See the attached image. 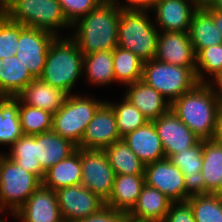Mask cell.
Wrapping results in <instances>:
<instances>
[{"label":"cell","mask_w":222,"mask_h":222,"mask_svg":"<svg viewBox=\"0 0 222 222\" xmlns=\"http://www.w3.org/2000/svg\"><path fill=\"white\" fill-rule=\"evenodd\" d=\"M170 109L201 140L221 136L218 95L207 82H198L173 101Z\"/></svg>","instance_id":"1"},{"label":"cell","mask_w":222,"mask_h":222,"mask_svg":"<svg viewBox=\"0 0 222 222\" xmlns=\"http://www.w3.org/2000/svg\"><path fill=\"white\" fill-rule=\"evenodd\" d=\"M121 8L116 3L101 2L73 25L70 36L85 54L113 50L118 46V25Z\"/></svg>","instance_id":"2"},{"label":"cell","mask_w":222,"mask_h":222,"mask_svg":"<svg viewBox=\"0 0 222 222\" xmlns=\"http://www.w3.org/2000/svg\"><path fill=\"white\" fill-rule=\"evenodd\" d=\"M83 59V53L70 34L64 37L60 34L48 48L40 79L68 95L73 94V87L83 77Z\"/></svg>","instance_id":"3"},{"label":"cell","mask_w":222,"mask_h":222,"mask_svg":"<svg viewBox=\"0 0 222 222\" xmlns=\"http://www.w3.org/2000/svg\"><path fill=\"white\" fill-rule=\"evenodd\" d=\"M148 13L121 9L118 25V46L132 51L144 62L155 58L159 36V29Z\"/></svg>","instance_id":"4"},{"label":"cell","mask_w":222,"mask_h":222,"mask_svg":"<svg viewBox=\"0 0 222 222\" xmlns=\"http://www.w3.org/2000/svg\"><path fill=\"white\" fill-rule=\"evenodd\" d=\"M4 13L25 27L44 29L56 36L61 29L72 28L58 0H6Z\"/></svg>","instance_id":"5"},{"label":"cell","mask_w":222,"mask_h":222,"mask_svg":"<svg viewBox=\"0 0 222 222\" xmlns=\"http://www.w3.org/2000/svg\"><path fill=\"white\" fill-rule=\"evenodd\" d=\"M104 101L78 92L68 95L62 107L53 114L52 130L79 146L87 125Z\"/></svg>","instance_id":"6"},{"label":"cell","mask_w":222,"mask_h":222,"mask_svg":"<svg viewBox=\"0 0 222 222\" xmlns=\"http://www.w3.org/2000/svg\"><path fill=\"white\" fill-rule=\"evenodd\" d=\"M142 81L162 94L170 104L198 83L196 68L164 63L156 58L144 62Z\"/></svg>","instance_id":"7"},{"label":"cell","mask_w":222,"mask_h":222,"mask_svg":"<svg viewBox=\"0 0 222 222\" xmlns=\"http://www.w3.org/2000/svg\"><path fill=\"white\" fill-rule=\"evenodd\" d=\"M42 181L0 152V214L14 215Z\"/></svg>","instance_id":"8"},{"label":"cell","mask_w":222,"mask_h":222,"mask_svg":"<svg viewBox=\"0 0 222 222\" xmlns=\"http://www.w3.org/2000/svg\"><path fill=\"white\" fill-rule=\"evenodd\" d=\"M80 150L82 164L81 184L105 203L112 192L115 173L104 150Z\"/></svg>","instance_id":"9"},{"label":"cell","mask_w":222,"mask_h":222,"mask_svg":"<svg viewBox=\"0 0 222 222\" xmlns=\"http://www.w3.org/2000/svg\"><path fill=\"white\" fill-rule=\"evenodd\" d=\"M55 37L52 32L25 27L19 23V40L15 56L27 67L34 79L42 75L48 48Z\"/></svg>","instance_id":"10"},{"label":"cell","mask_w":222,"mask_h":222,"mask_svg":"<svg viewBox=\"0 0 222 222\" xmlns=\"http://www.w3.org/2000/svg\"><path fill=\"white\" fill-rule=\"evenodd\" d=\"M145 183L173 202L186 201L184 175L168 158L145 165Z\"/></svg>","instance_id":"11"},{"label":"cell","mask_w":222,"mask_h":222,"mask_svg":"<svg viewBox=\"0 0 222 222\" xmlns=\"http://www.w3.org/2000/svg\"><path fill=\"white\" fill-rule=\"evenodd\" d=\"M58 205L64 221L76 222L94 215L105 202L82 184L56 190Z\"/></svg>","instance_id":"12"},{"label":"cell","mask_w":222,"mask_h":222,"mask_svg":"<svg viewBox=\"0 0 222 222\" xmlns=\"http://www.w3.org/2000/svg\"><path fill=\"white\" fill-rule=\"evenodd\" d=\"M122 140L116 124V115L111 105L104 101L87 125L78 148L104 150Z\"/></svg>","instance_id":"13"},{"label":"cell","mask_w":222,"mask_h":222,"mask_svg":"<svg viewBox=\"0 0 222 222\" xmlns=\"http://www.w3.org/2000/svg\"><path fill=\"white\" fill-rule=\"evenodd\" d=\"M19 222H62L56 191L39 185L25 204L12 215Z\"/></svg>","instance_id":"14"},{"label":"cell","mask_w":222,"mask_h":222,"mask_svg":"<svg viewBox=\"0 0 222 222\" xmlns=\"http://www.w3.org/2000/svg\"><path fill=\"white\" fill-rule=\"evenodd\" d=\"M152 121L161 139L166 158L196 145L201 140L171 109Z\"/></svg>","instance_id":"15"},{"label":"cell","mask_w":222,"mask_h":222,"mask_svg":"<svg viewBox=\"0 0 222 222\" xmlns=\"http://www.w3.org/2000/svg\"><path fill=\"white\" fill-rule=\"evenodd\" d=\"M155 58L164 63L196 68V53L188 32L159 31Z\"/></svg>","instance_id":"16"},{"label":"cell","mask_w":222,"mask_h":222,"mask_svg":"<svg viewBox=\"0 0 222 222\" xmlns=\"http://www.w3.org/2000/svg\"><path fill=\"white\" fill-rule=\"evenodd\" d=\"M196 10L191 0H159L151 11L159 31L188 32Z\"/></svg>","instance_id":"17"},{"label":"cell","mask_w":222,"mask_h":222,"mask_svg":"<svg viewBox=\"0 0 222 222\" xmlns=\"http://www.w3.org/2000/svg\"><path fill=\"white\" fill-rule=\"evenodd\" d=\"M202 156L203 140H200L196 145L168 158L184 175L186 201L189 197L205 194V180L201 173Z\"/></svg>","instance_id":"18"},{"label":"cell","mask_w":222,"mask_h":222,"mask_svg":"<svg viewBox=\"0 0 222 222\" xmlns=\"http://www.w3.org/2000/svg\"><path fill=\"white\" fill-rule=\"evenodd\" d=\"M123 95L131 102L148 121L159 118L170 110L171 104L153 87L139 80L126 86Z\"/></svg>","instance_id":"19"},{"label":"cell","mask_w":222,"mask_h":222,"mask_svg":"<svg viewBox=\"0 0 222 222\" xmlns=\"http://www.w3.org/2000/svg\"><path fill=\"white\" fill-rule=\"evenodd\" d=\"M122 139L145 165L166 158L153 121L146 122Z\"/></svg>","instance_id":"20"},{"label":"cell","mask_w":222,"mask_h":222,"mask_svg":"<svg viewBox=\"0 0 222 222\" xmlns=\"http://www.w3.org/2000/svg\"><path fill=\"white\" fill-rule=\"evenodd\" d=\"M68 94L63 90L50 86L40 78L29 82L16 97L26 105L55 114L64 104Z\"/></svg>","instance_id":"21"},{"label":"cell","mask_w":222,"mask_h":222,"mask_svg":"<svg viewBox=\"0 0 222 222\" xmlns=\"http://www.w3.org/2000/svg\"><path fill=\"white\" fill-rule=\"evenodd\" d=\"M144 175H115L112 192L106 206L128 214L145 186Z\"/></svg>","instance_id":"22"},{"label":"cell","mask_w":222,"mask_h":222,"mask_svg":"<svg viewBox=\"0 0 222 222\" xmlns=\"http://www.w3.org/2000/svg\"><path fill=\"white\" fill-rule=\"evenodd\" d=\"M172 203L173 201L158 189L145 184L136 205L127 215L141 221L163 222Z\"/></svg>","instance_id":"23"},{"label":"cell","mask_w":222,"mask_h":222,"mask_svg":"<svg viewBox=\"0 0 222 222\" xmlns=\"http://www.w3.org/2000/svg\"><path fill=\"white\" fill-rule=\"evenodd\" d=\"M77 149V145L62 138L53 130L37 134V158L44 171L67 158Z\"/></svg>","instance_id":"24"},{"label":"cell","mask_w":222,"mask_h":222,"mask_svg":"<svg viewBox=\"0 0 222 222\" xmlns=\"http://www.w3.org/2000/svg\"><path fill=\"white\" fill-rule=\"evenodd\" d=\"M82 179L80 150L57 162L45 171L42 184L54 191L67 186L79 185Z\"/></svg>","instance_id":"25"},{"label":"cell","mask_w":222,"mask_h":222,"mask_svg":"<svg viewBox=\"0 0 222 222\" xmlns=\"http://www.w3.org/2000/svg\"><path fill=\"white\" fill-rule=\"evenodd\" d=\"M33 80L27 67L15 55L0 58V96L15 97Z\"/></svg>","instance_id":"26"},{"label":"cell","mask_w":222,"mask_h":222,"mask_svg":"<svg viewBox=\"0 0 222 222\" xmlns=\"http://www.w3.org/2000/svg\"><path fill=\"white\" fill-rule=\"evenodd\" d=\"M201 173L205 180V194H216L222 176V135L203 140Z\"/></svg>","instance_id":"27"},{"label":"cell","mask_w":222,"mask_h":222,"mask_svg":"<svg viewBox=\"0 0 222 222\" xmlns=\"http://www.w3.org/2000/svg\"><path fill=\"white\" fill-rule=\"evenodd\" d=\"M83 75L90 85L108 86L116 82L113 68V50L85 54Z\"/></svg>","instance_id":"28"},{"label":"cell","mask_w":222,"mask_h":222,"mask_svg":"<svg viewBox=\"0 0 222 222\" xmlns=\"http://www.w3.org/2000/svg\"><path fill=\"white\" fill-rule=\"evenodd\" d=\"M189 38L195 53L222 43V35L215 26L212 15L206 9H197L189 26Z\"/></svg>","instance_id":"29"},{"label":"cell","mask_w":222,"mask_h":222,"mask_svg":"<svg viewBox=\"0 0 222 222\" xmlns=\"http://www.w3.org/2000/svg\"><path fill=\"white\" fill-rule=\"evenodd\" d=\"M9 151V154L2 153L27 172L43 180L45 171L37 158V134L22 135L10 146Z\"/></svg>","instance_id":"30"},{"label":"cell","mask_w":222,"mask_h":222,"mask_svg":"<svg viewBox=\"0 0 222 222\" xmlns=\"http://www.w3.org/2000/svg\"><path fill=\"white\" fill-rule=\"evenodd\" d=\"M115 175H144L145 164L122 139L104 149Z\"/></svg>","instance_id":"31"},{"label":"cell","mask_w":222,"mask_h":222,"mask_svg":"<svg viewBox=\"0 0 222 222\" xmlns=\"http://www.w3.org/2000/svg\"><path fill=\"white\" fill-rule=\"evenodd\" d=\"M23 135L19 120V99L0 97V145L11 146Z\"/></svg>","instance_id":"32"},{"label":"cell","mask_w":222,"mask_h":222,"mask_svg":"<svg viewBox=\"0 0 222 222\" xmlns=\"http://www.w3.org/2000/svg\"><path fill=\"white\" fill-rule=\"evenodd\" d=\"M144 61L132 51L116 46L113 49V68L116 83L124 86L142 80Z\"/></svg>","instance_id":"33"},{"label":"cell","mask_w":222,"mask_h":222,"mask_svg":"<svg viewBox=\"0 0 222 222\" xmlns=\"http://www.w3.org/2000/svg\"><path fill=\"white\" fill-rule=\"evenodd\" d=\"M19 120L23 135H35L52 130L53 114L19 100Z\"/></svg>","instance_id":"34"},{"label":"cell","mask_w":222,"mask_h":222,"mask_svg":"<svg viewBox=\"0 0 222 222\" xmlns=\"http://www.w3.org/2000/svg\"><path fill=\"white\" fill-rule=\"evenodd\" d=\"M107 102L115 112L117 129L121 138L148 122L145 116L125 97H122L121 102L115 103L108 100Z\"/></svg>","instance_id":"35"},{"label":"cell","mask_w":222,"mask_h":222,"mask_svg":"<svg viewBox=\"0 0 222 222\" xmlns=\"http://www.w3.org/2000/svg\"><path fill=\"white\" fill-rule=\"evenodd\" d=\"M196 222H222V198L217 194H204L189 197Z\"/></svg>","instance_id":"36"},{"label":"cell","mask_w":222,"mask_h":222,"mask_svg":"<svg viewBox=\"0 0 222 222\" xmlns=\"http://www.w3.org/2000/svg\"><path fill=\"white\" fill-rule=\"evenodd\" d=\"M221 69L222 43L203 48L196 53V77L198 82H208Z\"/></svg>","instance_id":"37"},{"label":"cell","mask_w":222,"mask_h":222,"mask_svg":"<svg viewBox=\"0 0 222 222\" xmlns=\"http://www.w3.org/2000/svg\"><path fill=\"white\" fill-rule=\"evenodd\" d=\"M19 40V23L5 13L0 14V58L16 55Z\"/></svg>","instance_id":"38"},{"label":"cell","mask_w":222,"mask_h":222,"mask_svg":"<svg viewBox=\"0 0 222 222\" xmlns=\"http://www.w3.org/2000/svg\"><path fill=\"white\" fill-rule=\"evenodd\" d=\"M67 20L73 25L97 7L101 0H58Z\"/></svg>","instance_id":"39"},{"label":"cell","mask_w":222,"mask_h":222,"mask_svg":"<svg viewBox=\"0 0 222 222\" xmlns=\"http://www.w3.org/2000/svg\"><path fill=\"white\" fill-rule=\"evenodd\" d=\"M163 222H196L187 201L173 202Z\"/></svg>","instance_id":"40"},{"label":"cell","mask_w":222,"mask_h":222,"mask_svg":"<svg viewBox=\"0 0 222 222\" xmlns=\"http://www.w3.org/2000/svg\"><path fill=\"white\" fill-rule=\"evenodd\" d=\"M126 216V213L105 205L94 215L87 216L76 222H124Z\"/></svg>","instance_id":"41"},{"label":"cell","mask_w":222,"mask_h":222,"mask_svg":"<svg viewBox=\"0 0 222 222\" xmlns=\"http://www.w3.org/2000/svg\"><path fill=\"white\" fill-rule=\"evenodd\" d=\"M119 1L117 5L121 9H126V10H145V11H150L153 9L156 0H125Z\"/></svg>","instance_id":"42"},{"label":"cell","mask_w":222,"mask_h":222,"mask_svg":"<svg viewBox=\"0 0 222 222\" xmlns=\"http://www.w3.org/2000/svg\"><path fill=\"white\" fill-rule=\"evenodd\" d=\"M210 88L219 96L222 95V69L207 82Z\"/></svg>","instance_id":"43"},{"label":"cell","mask_w":222,"mask_h":222,"mask_svg":"<svg viewBox=\"0 0 222 222\" xmlns=\"http://www.w3.org/2000/svg\"><path fill=\"white\" fill-rule=\"evenodd\" d=\"M206 10L212 15L214 24L222 35V11L213 9L211 7L206 8Z\"/></svg>","instance_id":"44"},{"label":"cell","mask_w":222,"mask_h":222,"mask_svg":"<svg viewBox=\"0 0 222 222\" xmlns=\"http://www.w3.org/2000/svg\"><path fill=\"white\" fill-rule=\"evenodd\" d=\"M197 9H206L212 7L215 0H191Z\"/></svg>","instance_id":"45"},{"label":"cell","mask_w":222,"mask_h":222,"mask_svg":"<svg viewBox=\"0 0 222 222\" xmlns=\"http://www.w3.org/2000/svg\"><path fill=\"white\" fill-rule=\"evenodd\" d=\"M219 129L222 135V95L218 96Z\"/></svg>","instance_id":"46"},{"label":"cell","mask_w":222,"mask_h":222,"mask_svg":"<svg viewBox=\"0 0 222 222\" xmlns=\"http://www.w3.org/2000/svg\"><path fill=\"white\" fill-rule=\"evenodd\" d=\"M211 8L222 11V0H215Z\"/></svg>","instance_id":"47"},{"label":"cell","mask_w":222,"mask_h":222,"mask_svg":"<svg viewBox=\"0 0 222 222\" xmlns=\"http://www.w3.org/2000/svg\"><path fill=\"white\" fill-rule=\"evenodd\" d=\"M6 0H0V14L5 12Z\"/></svg>","instance_id":"48"},{"label":"cell","mask_w":222,"mask_h":222,"mask_svg":"<svg viewBox=\"0 0 222 222\" xmlns=\"http://www.w3.org/2000/svg\"><path fill=\"white\" fill-rule=\"evenodd\" d=\"M124 222H149V221L136 220V219H133L127 215Z\"/></svg>","instance_id":"49"},{"label":"cell","mask_w":222,"mask_h":222,"mask_svg":"<svg viewBox=\"0 0 222 222\" xmlns=\"http://www.w3.org/2000/svg\"><path fill=\"white\" fill-rule=\"evenodd\" d=\"M216 194L222 198V176L219 181V191Z\"/></svg>","instance_id":"50"},{"label":"cell","mask_w":222,"mask_h":222,"mask_svg":"<svg viewBox=\"0 0 222 222\" xmlns=\"http://www.w3.org/2000/svg\"><path fill=\"white\" fill-rule=\"evenodd\" d=\"M120 0H101V2H106V3H118Z\"/></svg>","instance_id":"51"},{"label":"cell","mask_w":222,"mask_h":222,"mask_svg":"<svg viewBox=\"0 0 222 222\" xmlns=\"http://www.w3.org/2000/svg\"><path fill=\"white\" fill-rule=\"evenodd\" d=\"M0 222H6V220L2 219V217L0 216Z\"/></svg>","instance_id":"52"}]
</instances>
